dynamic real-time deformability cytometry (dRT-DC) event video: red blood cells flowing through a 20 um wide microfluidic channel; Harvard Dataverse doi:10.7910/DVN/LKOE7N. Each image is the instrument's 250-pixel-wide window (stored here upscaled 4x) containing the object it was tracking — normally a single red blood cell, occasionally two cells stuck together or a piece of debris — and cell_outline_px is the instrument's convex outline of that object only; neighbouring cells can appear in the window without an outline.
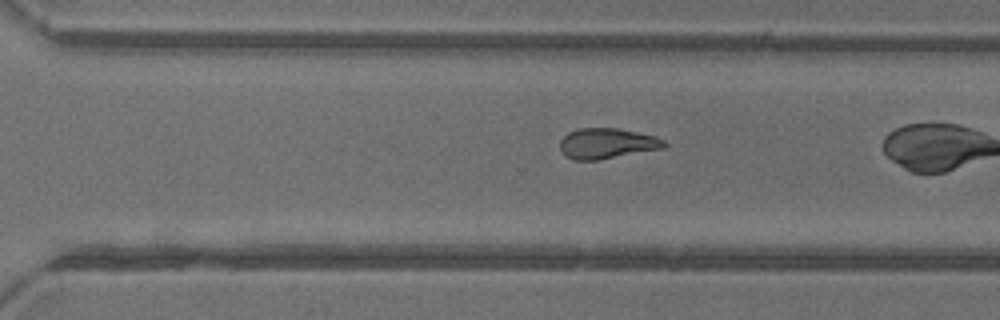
{"species": "common noctule bat (a hibernating species)", "species_latin": "Nyctalus noctula", "temperature_condition": "warm", "stored_images_in_passage": 26, "camera_frame_rate_fps": 3000, "um_per_image_px": 0.085, "animal": {"sex": "female"}, "frame": {"image": 1, "passage_image": 22, "time_ms": 7.0, "image_size_px": [1000, 320], "cell_outline_px": [[668, 144], [664, 148], [596, 160], [572, 160], [560, 148], [560, 140], [568, 132], [580, 128], [616, 128], [656, 136], [664, 140]], "centroid_in_image_um": [51.61, 12.18], "position_along_channel_um": 319.0, "area_um2": 18.32}}